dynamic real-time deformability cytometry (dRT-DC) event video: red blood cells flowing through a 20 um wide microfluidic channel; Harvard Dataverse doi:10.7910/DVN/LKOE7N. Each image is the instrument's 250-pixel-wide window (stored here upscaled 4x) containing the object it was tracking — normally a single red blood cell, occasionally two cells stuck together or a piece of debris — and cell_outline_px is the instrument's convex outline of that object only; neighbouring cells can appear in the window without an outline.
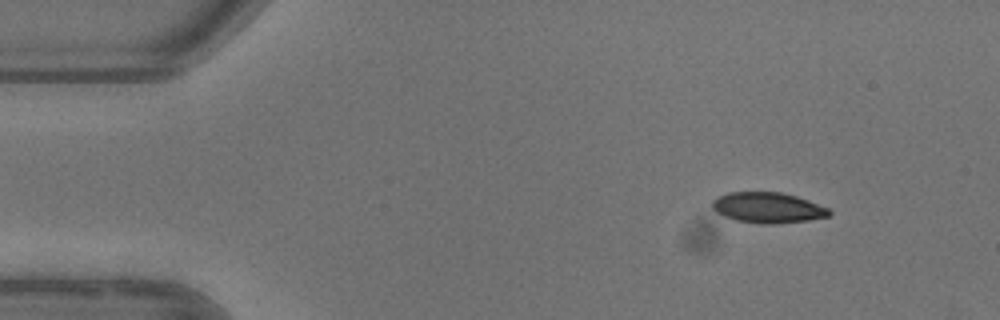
{"species": "common noctule bat (a hibernating species)", "species_latin": "Nyctalus noctula", "temperature_condition": "warm", "stored_images_in_passage": 5, "camera_frame_rate_fps": 3000, "um_per_image_px": 0.085, "animal": {"sex": "female"}, "frame": {"image": 1, "passage_image": 1, "time_ms": 0.0, "image_size_px": [1000, 320], "cell_outline_px": [[832, 212], [828, 216], [808, 220], [776, 224], [760, 224], [736, 220], [724, 216], [716, 212], [712, 208], [712, 200], [716, 196], [728, 192], [780, 192], [796, 196], [808, 200], [828, 208]], "centroid_in_image_um": [65.23, 17.65], "position_along_channel_um": 19.8, "area_um2": 20.92}}
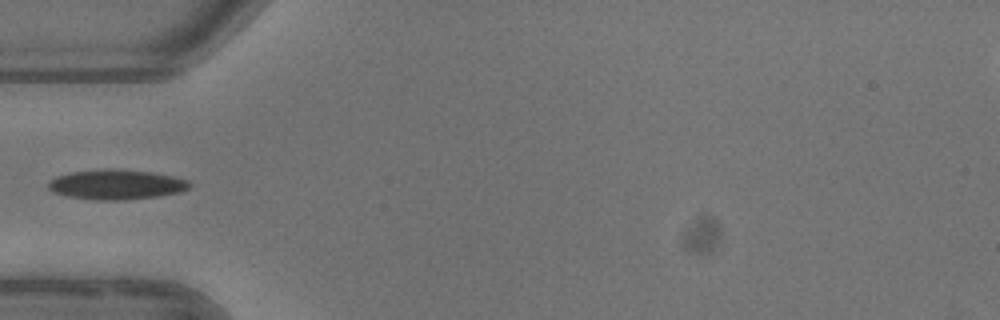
{"frame": {"image": 2, "passage_image": 4, "time_ms": 3.667, "image_size_px": [1000, 320], "cell_outline_px": [[192, 184], [188, 188], [180, 192], [160, 196], [124, 200], [96, 200], [68, 196], [52, 192], [48, 188], [48, 184], [56, 176], [72, 172], [108, 168], [152, 172], [172, 176], [188, 180]], "centroid_in_image_um": [9.9, 15.69], "position_along_channel_um": 75.1, "area_um2": 24.57}}
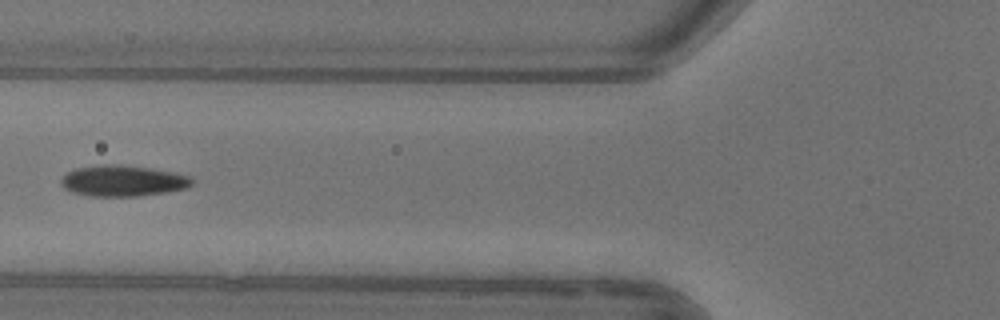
{"frame": {"image": 3, "passage_image": 5, "time_ms": 4.667, "image_size_px": [1000, 320], "cell_outline_px": [[192, 184], [188, 188], [164, 192], [136, 196], [88, 196], [72, 192], [64, 188], [60, 184], [60, 180], [68, 172], [76, 168], [104, 164], [112, 164], [148, 168], [172, 172], [192, 176]], "centroid_in_image_um": [10.42, 15.37], "position_along_channel_um": 115.4, "area_um2": 23.47}}